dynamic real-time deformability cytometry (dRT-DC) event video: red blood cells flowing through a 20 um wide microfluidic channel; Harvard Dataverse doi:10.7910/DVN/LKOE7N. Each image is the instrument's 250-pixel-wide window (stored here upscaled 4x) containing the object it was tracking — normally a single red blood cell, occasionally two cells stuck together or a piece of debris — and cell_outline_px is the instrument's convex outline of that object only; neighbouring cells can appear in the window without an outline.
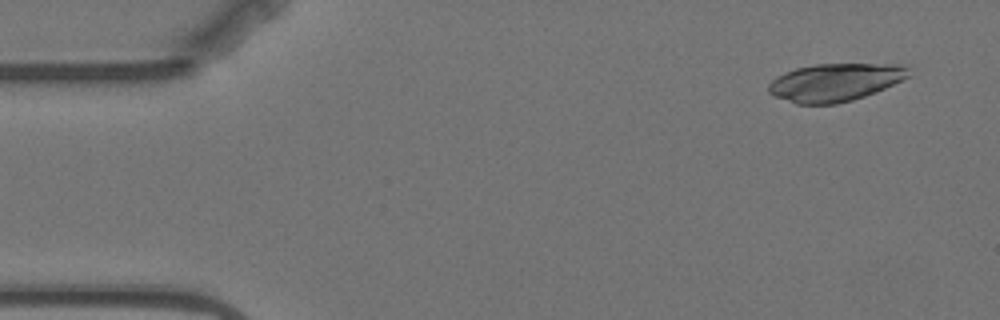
{"species": "Egyptian fruit bat (a non-hibernating species)", "species_latin": "Rousettus aegyptiacus", "temperature_condition": "warm", "stored_images_in_passage": 5, "camera_frame_rate_fps": 3000, "um_per_image_px": 0.085, "animal": {"sex": "female"}, "frame": {"image": 1, "passage_image": 1, "time_ms": 0.0, "image_size_px": [1000, 320], "cell_outline_px": [[912, 76], [876, 92], [852, 100], [836, 104], [796, 104], [776, 96], [768, 92], [768, 84], [776, 76], [784, 72], [796, 68], [816, 64], [900, 64], [908, 68]], "centroid_in_image_um": [71.0, 6.99], "position_along_channel_um": 14.0, "area_um2": 30.98}}
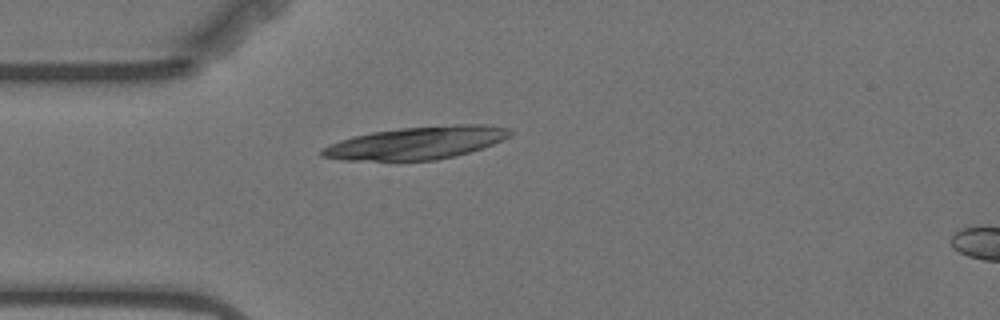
{"frame": {"image": 2, "passage_image": 4, "time_ms": 3.667, "image_size_px": [1000, 320], "cell_outline_px": [[512, 132], [508, 136], [492, 144], [456, 156], [436, 160], [396, 164], [340, 160], [320, 156], [320, 152], [324, 148], [340, 140], [352, 136], [372, 132], [400, 128], [456, 124], [484, 124], [508, 128]], "centroid_in_image_um": [35.3, 12.2], "position_along_channel_um": 49.7, "area_um2": 36.82}}